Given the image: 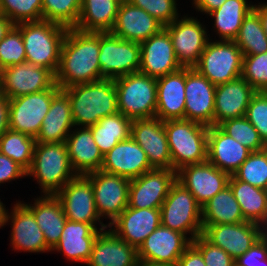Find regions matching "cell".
<instances>
[{
  "mask_svg": "<svg viewBox=\"0 0 267 266\" xmlns=\"http://www.w3.org/2000/svg\"><path fill=\"white\" fill-rule=\"evenodd\" d=\"M100 32L68 28L64 38L55 83L61 88L103 79L99 65Z\"/></svg>",
  "mask_w": 267,
  "mask_h": 266,
  "instance_id": "1",
  "label": "cell"
},
{
  "mask_svg": "<svg viewBox=\"0 0 267 266\" xmlns=\"http://www.w3.org/2000/svg\"><path fill=\"white\" fill-rule=\"evenodd\" d=\"M70 98L74 125L90 127L119 112L114 79H101L63 89Z\"/></svg>",
  "mask_w": 267,
  "mask_h": 266,
  "instance_id": "2",
  "label": "cell"
},
{
  "mask_svg": "<svg viewBox=\"0 0 267 266\" xmlns=\"http://www.w3.org/2000/svg\"><path fill=\"white\" fill-rule=\"evenodd\" d=\"M76 175L65 142L36 143L27 178L36 181L40 195H55Z\"/></svg>",
  "mask_w": 267,
  "mask_h": 266,
  "instance_id": "3",
  "label": "cell"
},
{
  "mask_svg": "<svg viewBox=\"0 0 267 266\" xmlns=\"http://www.w3.org/2000/svg\"><path fill=\"white\" fill-rule=\"evenodd\" d=\"M15 26L21 31L26 61L45 67L55 75L68 28L47 20L21 22Z\"/></svg>",
  "mask_w": 267,
  "mask_h": 266,
  "instance_id": "4",
  "label": "cell"
},
{
  "mask_svg": "<svg viewBox=\"0 0 267 266\" xmlns=\"http://www.w3.org/2000/svg\"><path fill=\"white\" fill-rule=\"evenodd\" d=\"M172 170L207 161L208 128L205 125L186 120L164 121Z\"/></svg>",
  "mask_w": 267,
  "mask_h": 266,
  "instance_id": "5",
  "label": "cell"
},
{
  "mask_svg": "<svg viewBox=\"0 0 267 266\" xmlns=\"http://www.w3.org/2000/svg\"><path fill=\"white\" fill-rule=\"evenodd\" d=\"M118 110L130 120L155 117L157 107L156 78L140 72L114 79Z\"/></svg>",
  "mask_w": 267,
  "mask_h": 266,
  "instance_id": "6",
  "label": "cell"
},
{
  "mask_svg": "<svg viewBox=\"0 0 267 266\" xmlns=\"http://www.w3.org/2000/svg\"><path fill=\"white\" fill-rule=\"evenodd\" d=\"M161 225L185 234L191 241L203 232L202 206L177 180L160 207Z\"/></svg>",
  "mask_w": 267,
  "mask_h": 266,
  "instance_id": "7",
  "label": "cell"
},
{
  "mask_svg": "<svg viewBox=\"0 0 267 266\" xmlns=\"http://www.w3.org/2000/svg\"><path fill=\"white\" fill-rule=\"evenodd\" d=\"M209 38L194 67L212 84L227 83L242 75L243 54L235 41Z\"/></svg>",
  "mask_w": 267,
  "mask_h": 266,
  "instance_id": "8",
  "label": "cell"
},
{
  "mask_svg": "<svg viewBox=\"0 0 267 266\" xmlns=\"http://www.w3.org/2000/svg\"><path fill=\"white\" fill-rule=\"evenodd\" d=\"M192 16L182 14L172 23L165 25L170 35L178 63L182 68H194L205 50L211 34L205 22Z\"/></svg>",
  "mask_w": 267,
  "mask_h": 266,
  "instance_id": "9",
  "label": "cell"
},
{
  "mask_svg": "<svg viewBox=\"0 0 267 266\" xmlns=\"http://www.w3.org/2000/svg\"><path fill=\"white\" fill-rule=\"evenodd\" d=\"M15 203V204H14ZM10 211L6 208L0 229L10 226V247L12 251L28 253H49L51 248L47 245L43 231L39 228L33 212L24 204L22 199L16 200Z\"/></svg>",
  "mask_w": 267,
  "mask_h": 266,
  "instance_id": "10",
  "label": "cell"
},
{
  "mask_svg": "<svg viewBox=\"0 0 267 266\" xmlns=\"http://www.w3.org/2000/svg\"><path fill=\"white\" fill-rule=\"evenodd\" d=\"M99 65L104 79L139 72L140 43L123 40L111 32H100Z\"/></svg>",
  "mask_w": 267,
  "mask_h": 266,
  "instance_id": "11",
  "label": "cell"
},
{
  "mask_svg": "<svg viewBox=\"0 0 267 266\" xmlns=\"http://www.w3.org/2000/svg\"><path fill=\"white\" fill-rule=\"evenodd\" d=\"M55 196L61 202L68 220L91 224L95 229H107L98 215L94 190L86 175H76Z\"/></svg>",
  "mask_w": 267,
  "mask_h": 266,
  "instance_id": "12",
  "label": "cell"
},
{
  "mask_svg": "<svg viewBox=\"0 0 267 266\" xmlns=\"http://www.w3.org/2000/svg\"><path fill=\"white\" fill-rule=\"evenodd\" d=\"M60 89L55 83L48 90L9 99V129L36 138L52 99Z\"/></svg>",
  "mask_w": 267,
  "mask_h": 266,
  "instance_id": "13",
  "label": "cell"
},
{
  "mask_svg": "<svg viewBox=\"0 0 267 266\" xmlns=\"http://www.w3.org/2000/svg\"><path fill=\"white\" fill-rule=\"evenodd\" d=\"M86 176L90 179L98 215L109 226L128 206L130 180L104 171Z\"/></svg>",
  "mask_w": 267,
  "mask_h": 266,
  "instance_id": "14",
  "label": "cell"
},
{
  "mask_svg": "<svg viewBox=\"0 0 267 266\" xmlns=\"http://www.w3.org/2000/svg\"><path fill=\"white\" fill-rule=\"evenodd\" d=\"M55 75L47 68L22 62L1 70L0 92L9 99L50 89Z\"/></svg>",
  "mask_w": 267,
  "mask_h": 266,
  "instance_id": "15",
  "label": "cell"
},
{
  "mask_svg": "<svg viewBox=\"0 0 267 266\" xmlns=\"http://www.w3.org/2000/svg\"><path fill=\"white\" fill-rule=\"evenodd\" d=\"M177 180L172 169L153 168L130 180L128 206L136 209L160 208Z\"/></svg>",
  "mask_w": 267,
  "mask_h": 266,
  "instance_id": "16",
  "label": "cell"
},
{
  "mask_svg": "<svg viewBox=\"0 0 267 266\" xmlns=\"http://www.w3.org/2000/svg\"><path fill=\"white\" fill-rule=\"evenodd\" d=\"M215 88L195 68H186L184 119L213 126Z\"/></svg>",
  "mask_w": 267,
  "mask_h": 266,
  "instance_id": "17",
  "label": "cell"
},
{
  "mask_svg": "<svg viewBox=\"0 0 267 266\" xmlns=\"http://www.w3.org/2000/svg\"><path fill=\"white\" fill-rule=\"evenodd\" d=\"M131 137L144 150L152 168L172 169L167 135L161 119L132 120Z\"/></svg>",
  "mask_w": 267,
  "mask_h": 266,
  "instance_id": "18",
  "label": "cell"
},
{
  "mask_svg": "<svg viewBox=\"0 0 267 266\" xmlns=\"http://www.w3.org/2000/svg\"><path fill=\"white\" fill-rule=\"evenodd\" d=\"M230 175L208 160L182 167L177 171V181L181 183L203 206L213 196L228 186Z\"/></svg>",
  "mask_w": 267,
  "mask_h": 266,
  "instance_id": "19",
  "label": "cell"
},
{
  "mask_svg": "<svg viewBox=\"0 0 267 266\" xmlns=\"http://www.w3.org/2000/svg\"><path fill=\"white\" fill-rule=\"evenodd\" d=\"M191 242L185 234L160 224L137 249L138 259L176 266Z\"/></svg>",
  "mask_w": 267,
  "mask_h": 266,
  "instance_id": "20",
  "label": "cell"
},
{
  "mask_svg": "<svg viewBox=\"0 0 267 266\" xmlns=\"http://www.w3.org/2000/svg\"><path fill=\"white\" fill-rule=\"evenodd\" d=\"M181 68L165 27L140 43V73L157 79Z\"/></svg>",
  "mask_w": 267,
  "mask_h": 266,
  "instance_id": "21",
  "label": "cell"
},
{
  "mask_svg": "<svg viewBox=\"0 0 267 266\" xmlns=\"http://www.w3.org/2000/svg\"><path fill=\"white\" fill-rule=\"evenodd\" d=\"M151 169L153 168L150 166L146 153L130 137L118 142L103 155V164L100 170L132 180Z\"/></svg>",
  "mask_w": 267,
  "mask_h": 266,
  "instance_id": "22",
  "label": "cell"
},
{
  "mask_svg": "<svg viewBox=\"0 0 267 266\" xmlns=\"http://www.w3.org/2000/svg\"><path fill=\"white\" fill-rule=\"evenodd\" d=\"M160 224V208L136 209L127 206L108 228L138 249Z\"/></svg>",
  "mask_w": 267,
  "mask_h": 266,
  "instance_id": "23",
  "label": "cell"
},
{
  "mask_svg": "<svg viewBox=\"0 0 267 266\" xmlns=\"http://www.w3.org/2000/svg\"><path fill=\"white\" fill-rule=\"evenodd\" d=\"M202 235L213 245L222 248L234 260L259 240L257 224L249 221L209 225L203 230Z\"/></svg>",
  "mask_w": 267,
  "mask_h": 266,
  "instance_id": "24",
  "label": "cell"
},
{
  "mask_svg": "<svg viewBox=\"0 0 267 266\" xmlns=\"http://www.w3.org/2000/svg\"><path fill=\"white\" fill-rule=\"evenodd\" d=\"M257 91L241 76L216 85L213 126L227 119L245 116L252 96Z\"/></svg>",
  "mask_w": 267,
  "mask_h": 266,
  "instance_id": "25",
  "label": "cell"
},
{
  "mask_svg": "<svg viewBox=\"0 0 267 266\" xmlns=\"http://www.w3.org/2000/svg\"><path fill=\"white\" fill-rule=\"evenodd\" d=\"M162 28L164 25L145 10L138 8L128 0H123L110 32L123 40L141 43Z\"/></svg>",
  "mask_w": 267,
  "mask_h": 266,
  "instance_id": "26",
  "label": "cell"
},
{
  "mask_svg": "<svg viewBox=\"0 0 267 266\" xmlns=\"http://www.w3.org/2000/svg\"><path fill=\"white\" fill-rule=\"evenodd\" d=\"M91 224L68 220L65 222L59 242L51 250V254L59 253L65 260L73 263L88 262L94 242L100 231Z\"/></svg>",
  "mask_w": 267,
  "mask_h": 266,
  "instance_id": "27",
  "label": "cell"
},
{
  "mask_svg": "<svg viewBox=\"0 0 267 266\" xmlns=\"http://www.w3.org/2000/svg\"><path fill=\"white\" fill-rule=\"evenodd\" d=\"M251 152L219 126L208 128L207 160L230 176L238 170Z\"/></svg>",
  "mask_w": 267,
  "mask_h": 266,
  "instance_id": "28",
  "label": "cell"
},
{
  "mask_svg": "<svg viewBox=\"0 0 267 266\" xmlns=\"http://www.w3.org/2000/svg\"><path fill=\"white\" fill-rule=\"evenodd\" d=\"M136 247L120 239L110 228L99 232L87 266H137Z\"/></svg>",
  "mask_w": 267,
  "mask_h": 266,
  "instance_id": "29",
  "label": "cell"
},
{
  "mask_svg": "<svg viewBox=\"0 0 267 266\" xmlns=\"http://www.w3.org/2000/svg\"><path fill=\"white\" fill-rule=\"evenodd\" d=\"M72 169L77 175L99 171L103 155L99 151L90 127L74 126L65 141Z\"/></svg>",
  "mask_w": 267,
  "mask_h": 266,
  "instance_id": "30",
  "label": "cell"
},
{
  "mask_svg": "<svg viewBox=\"0 0 267 266\" xmlns=\"http://www.w3.org/2000/svg\"><path fill=\"white\" fill-rule=\"evenodd\" d=\"M186 68L159 77L155 117L163 122L184 119Z\"/></svg>",
  "mask_w": 267,
  "mask_h": 266,
  "instance_id": "31",
  "label": "cell"
},
{
  "mask_svg": "<svg viewBox=\"0 0 267 266\" xmlns=\"http://www.w3.org/2000/svg\"><path fill=\"white\" fill-rule=\"evenodd\" d=\"M70 98L60 89L53 97L51 106L43 119L36 143L65 142L74 128Z\"/></svg>",
  "mask_w": 267,
  "mask_h": 266,
  "instance_id": "32",
  "label": "cell"
},
{
  "mask_svg": "<svg viewBox=\"0 0 267 266\" xmlns=\"http://www.w3.org/2000/svg\"><path fill=\"white\" fill-rule=\"evenodd\" d=\"M35 197L31 202H24V204L33 212L47 245L53 249L60 240L67 217L63 212L61 202L55 195Z\"/></svg>",
  "mask_w": 267,
  "mask_h": 266,
  "instance_id": "33",
  "label": "cell"
},
{
  "mask_svg": "<svg viewBox=\"0 0 267 266\" xmlns=\"http://www.w3.org/2000/svg\"><path fill=\"white\" fill-rule=\"evenodd\" d=\"M253 5L254 2L250 0H226L219 8L205 15L213 20L212 32L218 36V39L213 40L234 41Z\"/></svg>",
  "mask_w": 267,
  "mask_h": 266,
  "instance_id": "34",
  "label": "cell"
},
{
  "mask_svg": "<svg viewBox=\"0 0 267 266\" xmlns=\"http://www.w3.org/2000/svg\"><path fill=\"white\" fill-rule=\"evenodd\" d=\"M121 0H82L80 17L74 27L85 32H110Z\"/></svg>",
  "mask_w": 267,
  "mask_h": 266,
  "instance_id": "35",
  "label": "cell"
},
{
  "mask_svg": "<svg viewBox=\"0 0 267 266\" xmlns=\"http://www.w3.org/2000/svg\"><path fill=\"white\" fill-rule=\"evenodd\" d=\"M246 221L240 205L228 185L202 206L203 230L209 225L236 224Z\"/></svg>",
  "mask_w": 267,
  "mask_h": 266,
  "instance_id": "36",
  "label": "cell"
},
{
  "mask_svg": "<svg viewBox=\"0 0 267 266\" xmlns=\"http://www.w3.org/2000/svg\"><path fill=\"white\" fill-rule=\"evenodd\" d=\"M132 120L120 112L101 118L90 126L94 142L102 155L109 152L118 142L131 137Z\"/></svg>",
  "mask_w": 267,
  "mask_h": 266,
  "instance_id": "37",
  "label": "cell"
},
{
  "mask_svg": "<svg viewBox=\"0 0 267 266\" xmlns=\"http://www.w3.org/2000/svg\"><path fill=\"white\" fill-rule=\"evenodd\" d=\"M228 185L240 205L244 219L257 223L264 214L267 203V190L238 180L233 175L230 176Z\"/></svg>",
  "mask_w": 267,
  "mask_h": 266,
  "instance_id": "38",
  "label": "cell"
},
{
  "mask_svg": "<svg viewBox=\"0 0 267 266\" xmlns=\"http://www.w3.org/2000/svg\"><path fill=\"white\" fill-rule=\"evenodd\" d=\"M36 139L27 134L8 129L0 137V153L22 166L31 168Z\"/></svg>",
  "mask_w": 267,
  "mask_h": 266,
  "instance_id": "39",
  "label": "cell"
},
{
  "mask_svg": "<svg viewBox=\"0 0 267 266\" xmlns=\"http://www.w3.org/2000/svg\"><path fill=\"white\" fill-rule=\"evenodd\" d=\"M234 41L243 56L267 52V36L259 15L253 9L244 18L239 34Z\"/></svg>",
  "mask_w": 267,
  "mask_h": 266,
  "instance_id": "40",
  "label": "cell"
},
{
  "mask_svg": "<svg viewBox=\"0 0 267 266\" xmlns=\"http://www.w3.org/2000/svg\"><path fill=\"white\" fill-rule=\"evenodd\" d=\"M82 0H42L43 20L74 28L80 17Z\"/></svg>",
  "mask_w": 267,
  "mask_h": 266,
  "instance_id": "41",
  "label": "cell"
},
{
  "mask_svg": "<svg viewBox=\"0 0 267 266\" xmlns=\"http://www.w3.org/2000/svg\"><path fill=\"white\" fill-rule=\"evenodd\" d=\"M233 176L254 187L267 190V147L251 152Z\"/></svg>",
  "mask_w": 267,
  "mask_h": 266,
  "instance_id": "42",
  "label": "cell"
},
{
  "mask_svg": "<svg viewBox=\"0 0 267 266\" xmlns=\"http://www.w3.org/2000/svg\"><path fill=\"white\" fill-rule=\"evenodd\" d=\"M218 126L252 152L260 151L267 147L260 138L258 131L245 116L227 119Z\"/></svg>",
  "mask_w": 267,
  "mask_h": 266,
  "instance_id": "43",
  "label": "cell"
},
{
  "mask_svg": "<svg viewBox=\"0 0 267 266\" xmlns=\"http://www.w3.org/2000/svg\"><path fill=\"white\" fill-rule=\"evenodd\" d=\"M0 3L2 15L14 25L43 20L42 0H0Z\"/></svg>",
  "mask_w": 267,
  "mask_h": 266,
  "instance_id": "44",
  "label": "cell"
},
{
  "mask_svg": "<svg viewBox=\"0 0 267 266\" xmlns=\"http://www.w3.org/2000/svg\"><path fill=\"white\" fill-rule=\"evenodd\" d=\"M26 61L21 31L14 25L0 42V70Z\"/></svg>",
  "mask_w": 267,
  "mask_h": 266,
  "instance_id": "45",
  "label": "cell"
},
{
  "mask_svg": "<svg viewBox=\"0 0 267 266\" xmlns=\"http://www.w3.org/2000/svg\"><path fill=\"white\" fill-rule=\"evenodd\" d=\"M241 76L256 91L267 92V52L243 56Z\"/></svg>",
  "mask_w": 267,
  "mask_h": 266,
  "instance_id": "46",
  "label": "cell"
},
{
  "mask_svg": "<svg viewBox=\"0 0 267 266\" xmlns=\"http://www.w3.org/2000/svg\"><path fill=\"white\" fill-rule=\"evenodd\" d=\"M133 5L145 10L164 26L181 16L178 10L179 0H128Z\"/></svg>",
  "mask_w": 267,
  "mask_h": 266,
  "instance_id": "47",
  "label": "cell"
},
{
  "mask_svg": "<svg viewBox=\"0 0 267 266\" xmlns=\"http://www.w3.org/2000/svg\"><path fill=\"white\" fill-rule=\"evenodd\" d=\"M245 117L267 146V92L257 91L251 98Z\"/></svg>",
  "mask_w": 267,
  "mask_h": 266,
  "instance_id": "48",
  "label": "cell"
},
{
  "mask_svg": "<svg viewBox=\"0 0 267 266\" xmlns=\"http://www.w3.org/2000/svg\"><path fill=\"white\" fill-rule=\"evenodd\" d=\"M200 252L206 266H233L235 260L222 248L213 245L202 234L191 242Z\"/></svg>",
  "mask_w": 267,
  "mask_h": 266,
  "instance_id": "49",
  "label": "cell"
},
{
  "mask_svg": "<svg viewBox=\"0 0 267 266\" xmlns=\"http://www.w3.org/2000/svg\"><path fill=\"white\" fill-rule=\"evenodd\" d=\"M237 266H267V242L259 239L235 260Z\"/></svg>",
  "mask_w": 267,
  "mask_h": 266,
  "instance_id": "50",
  "label": "cell"
},
{
  "mask_svg": "<svg viewBox=\"0 0 267 266\" xmlns=\"http://www.w3.org/2000/svg\"><path fill=\"white\" fill-rule=\"evenodd\" d=\"M27 178V171L12 159L0 153V186ZM2 184V185H1Z\"/></svg>",
  "mask_w": 267,
  "mask_h": 266,
  "instance_id": "51",
  "label": "cell"
},
{
  "mask_svg": "<svg viewBox=\"0 0 267 266\" xmlns=\"http://www.w3.org/2000/svg\"><path fill=\"white\" fill-rule=\"evenodd\" d=\"M176 266H206L201 252L191 243L178 259Z\"/></svg>",
  "mask_w": 267,
  "mask_h": 266,
  "instance_id": "52",
  "label": "cell"
},
{
  "mask_svg": "<svg viewBox=\"0 0 267 266\" xmlns=\"http://www.w3.org/2000/svg\"><path fill=\"white\" fill-rule=\"evenodd\" d=\"M9 115V98L0 92V137L9 129Z\"/></svg>",
  "mask_w": 267,
  "mask_h": 266,
  "instance_id": "53",
  "label": "cell"
},
{
  "mask_svg": "<svg viewBox=\"0 0 267 266\" xmlns=\"http://www.w3.org/2000/svg\"><path fill=\"white\" fill-rule=\"evenodd\" d=\"M192 1V2H191ZM226 0H190L192 4L191 9L197 12L202 13V15H207L211 11L219 8Z\"/></svg>",
  "mask_w": 267,
  "mask_h": 266,
  "instance_id": "54",
  "label": "cell"
},
{
  "mask_svg": "<svg viewBox=\"0 0 267 266\" xmlns=\"http://www.w3.org/2000/svg\"><path fill=\"white\" fill-rule=\"evenodd\" d=\"M256 2L253 5V10L259 15L263 30L267 36V2H265L264 0Z\"/></svg>",
  "mask_w": 267,
  "mask_h": 266,
  "instance_id": "55",
  "label": "cell"
},
{
  "mask_svg": "<svg viewBox=\"0 0 267 266\" xmlns=\"http://www.w3.org/2000/svg\"><path fill=\"white\" fill-rule=\"evenodd\" d=\"M256 224L258 228L259 239L267 242V203L263 216Z\"/></svg>",
  "mask_w": 267,
  "mask_h": 266,
  "instance_id": "56",
  "label": "cell"
},
{
  "mask_svg": "<svg viewBox=\"0 0 267 266\" xmlns=\"http://www.w3.org/2000/svg\"><path fill=\"white\" fill-rule=\"evenodd\" d=\"M13 26L14 24L8 18L3 15L0 16V42Z\"/></svg>",
  "mask_w": 267,
  "mask_h": 266,
  "instance_id": "57",
  "label": "cell"
},
{
  "mask_svg": "<svg viewBox=\"0 0 267 266\" xmlns=\"http://www.w3.org/2000/svg\"><path fill=\"white\" fill-rule=\"evenodd\" d=\"M137 266H173V265L139 261Z\"/></svg>",
  "mask_w": 267,
  "mask_h": 266,
  "instance_id": "58",
  "label": "cell"
},
{
  "mask_svg": "<svg viewBox=\"0 0 267 266\" xmlns=\"http://www.w3.org/2000/svg\"><path fill=\"white\" fill-rule=\"evenodd\" d=\"M1 199L2 198H0V228H1V225L3 222V217H4L5 211H6V205L3 203V201H1Z\"/></svg>",
  "mask_w": 267,
  "mask_h": 266,
  "instance_id": "59",
  "label": "cell"
},
{
  "mask_svg": "<svg viewBox=\"0 0 267 266\" xmlns=\"http://www.w3.org/2000/svg\"><path fill=\"white\" fill-rule=\"evenodd\" d=\"M2 15L1 3H0V16Z\"/></svg>",
  "mask_w": 267,
  "mask_h": 266,
  "instance_id": "60",
  "label": "cell"
}]
</instances>
